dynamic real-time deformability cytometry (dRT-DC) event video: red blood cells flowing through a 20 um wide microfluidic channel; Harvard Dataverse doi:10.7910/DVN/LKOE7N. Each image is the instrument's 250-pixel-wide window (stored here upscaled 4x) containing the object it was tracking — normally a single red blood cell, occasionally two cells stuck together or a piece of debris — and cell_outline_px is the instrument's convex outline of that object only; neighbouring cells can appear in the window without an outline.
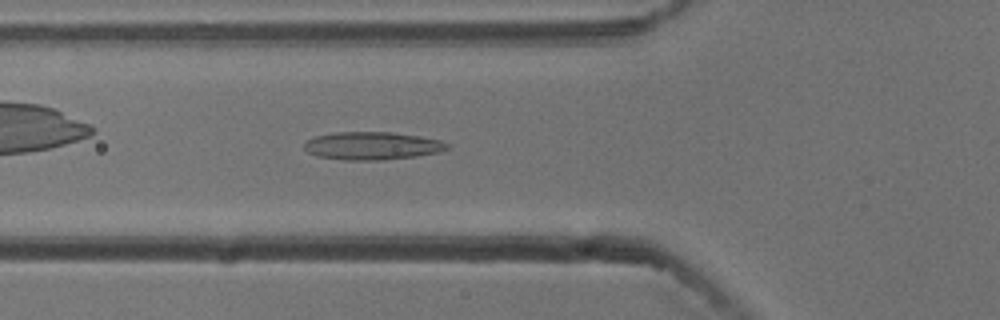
{"species": "common noctule bat (a hibernating species)", "species_latin": "Nyctalus noctula", "temperature_condition": "cold", "stored_images_in_passage": 43, "camera_frame_rate_fps": 3000, "um_per_image_px": 0.085, "animal": {"sex": "male", "body_mass_g": 13.3}, "frame": {"image": 1, "passage_image": 8, "time_ms": 2.333, "image_size_px": [1000, 320], "cell_outline_px": [[448, 148], [440, 152], [416, 156], [380, 160], [344, 160], [316, 156], [308, 152], [304, 148], [304, 144], [308, 140], [316, 136], [336, 132], [392, 132], [420, 136], [440, 140], [448, 144]], "centroid_in_image_um": [31.63, 12.39], "position_along_channel_um": 94.2, "area_um2": 23.18}}
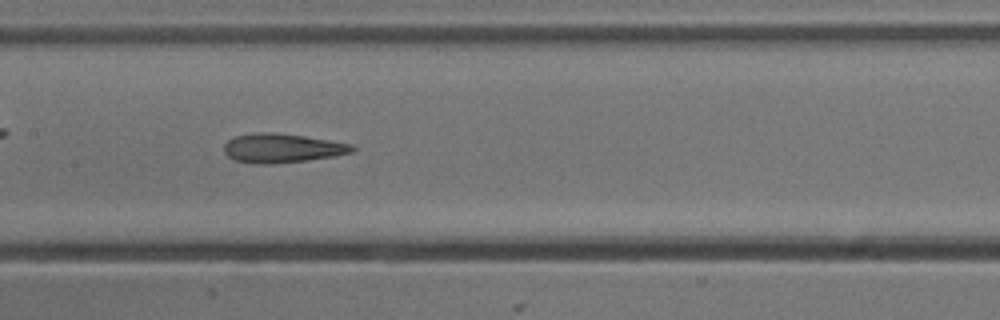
{"frame": {"image": 2, "passage_image": 15, "time_ms": 4.667, "image_size_px": [1000, 320], "cell_outline_px": [[356, 148], [352, 152], [336, 156], [308, 160], [272, 164], [256, 164], [236, 160], [228, 156], [224, 152], [224, 144], [228, 140], [236, 136], [256, 132], [272, 132], [304, 136], [352, 144]], "centroid_in_image_um": [23.98, 12.59], "position_along_channel_um": 183.4, "area_um2": 21.73}}
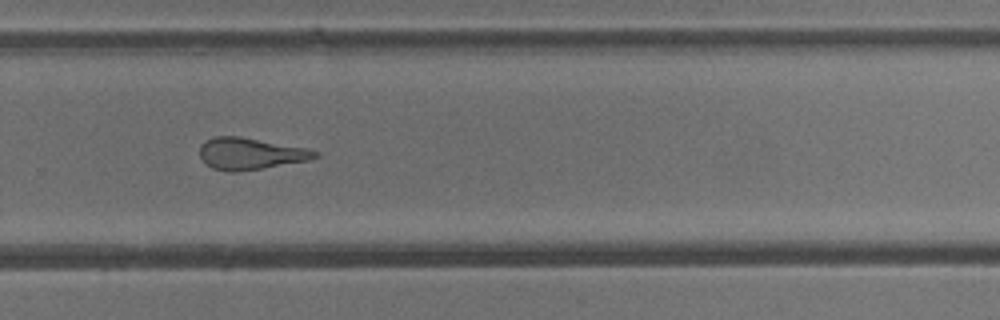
{"frame": {"image": 3, "passage_image": 25, "time_ms": 8.0, "image_size_px": [1000, 320], "cell_outline_px": [[320, 156], [308, 160], [236, 172], [228, 172], [212, 168], [200, 156], [200, 144], [204, 140], [212, 136], [240, 136], [304, 148], [320, 152]], "centroid_in_image_um": [21.24, 13.05], "position_along_channel_um": 308.6, "area_um2": 21.1}, "authors_computed_cell_mechanics": {"area_um2": 22.5998, "velocity_mm_per_s": 3.7739, "shape_relaxation_time_tau1_ms": null, "shape_relaxation_time_tau2_ms": 3.7422, "deformation_change_tau1": null, "deformation_change_tau2": 0.1484}}